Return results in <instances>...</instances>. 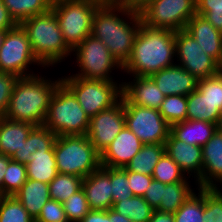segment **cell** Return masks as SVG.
<instances>
[{"label":"cell","instance_id":"15","mask_svg":"<svg viewBox=\"0 0 222 222\" xmlns=\"http://www.w3.org/2000/svg\"><path fill=\"white\" fill-rule=\"evenodd\" d=\"M129 78L131 81L122 80L121 98L123 104H135L141 107L159 109L165 95L154 80L150 76H130Z\"/></svg>","mask_w":222,"mask_h":222},{"label":"cell","instance_id":"29","mask_svg":"<svg viewBox=\"0 0 222 222\" xmlns=\"http://www.w3.org/2000/svg\"><path fill=\"white\" fill-rule=\"evenodd\" d=\"M9 14L17 24L30 17L47 12L52 5L50 0H2Z\"/></svg>","mask_w":222,"mask_h":222},{"label":"cell","instance_id":"14","mask_svg":"<svg viewBox=\"0 0 222 222\" xmlns=\"http://www.w3.org/2000/svg\"><path fill=\"white\" fill-rule=\"evenodd\" d=\"M124 127V104L121 98L112 108L101 111L90 118L87 137L101 154Z\"/></svg>","mask_w":222,"mask_h":222},{"label":"cell","instance_id":"38","mask_svg":"<svg viewBox=\"0 0 222 222\" xmlns=\"http://www.w3.org/2000/svg\"><path fill=\"white\" fill-rule=\"evenodd\" d=\"M203 222H222V188H204Z\"/></svg>","mask_w":222,"mask_h":222},{"label":"cell","instance_id":"57","mask_svg":"<svg viewBox=\"0 0 222 222\" xmlns=\"http://www.w3.org/2000/svg\"><path fill=\"white\" fill-rule=\"evenodd\" d=\"M5 195L2 193V191L0 190V203H1V200L3 199Z\"/></svg>","mask_w":222,"mask_h":222},{"label":"cell","instance_id":"18","mask_svg":"<svg viewBox=\"0 0 222 222\" xmlns=\"http://www.w3.org/2000/svg\"><path fill=\"white\" fill-rule=\"evenodd\" d=\"M203 169L197 188H222V133L216 131L202 146Z\"/></svg>","mask_w":222,"mask_h":222},{"label":"cell","instance_id":"9","mask_svg":"<svg viewBox=\"0 0 222 222\" xmlns=\"http://www.w3.org/2000/svg\"><path fill=\"white\" fill-rule=\"evenodd\" d=\"M99 7L89 0L52 2L51 8L58 19L64 40L72 50L91 35L93 17Z\"/></svg>","mask_w":222,"mask_h":222},{"label":"cell","instance_id":"41","mask_svg":"<svg viewBox=\"0 0 222 222\" xmlns=\"http://www.w3.org/2000/svg\"><path fill=\"white\" fill-rule=\"evenodd\" d=\"M197 89L222 112V77L217 74L200 79Z\"/></svg>","mask_w":222,"mask_h":222},{"label":"cell","instance_id":"26","mask_svg":"<svg viewBox=\"0 0 222 222\" xmlns=\"http://www.w3.org/2000/svg\"><path fill=\"white\" fill-rule=\"evenodd\" d=\"M221 113L198 89L187 96L186 120L205 121L216 124Z\"/></svg>","mask_w":222,"mask_h":222},{"label":"cell","instance_id":"39","mask_svg":"<svg viewBox=\"0 0 222 222\" xmlns=\"http://www.w3.org/2000/svg\"><path fill=\"white\" fill-rule=\"evenodd\" d=\"M62 205L69 222H80L91 210L82 188L71 195Z\"/></svg>","mask_w":222,"mask_h":222},{"label":"cell","instance_id":"13","mask_svg":"<svg viewBox=\"0 0 222 222\" xmlns=\"http://www.w3.org/2000/svg\"><path fill=\"white\" fill-rule=\"evenodd\" d=\"M175 51L176 64L198 80L217 75V62L204 53L200 44L185 30L176 31Z\"/></svg>","mask_w":222,"mask_h":222},{"label":"cell","instance_id":"48","mask_svg":"<svg viewBox=\"0 0 222 222\" xmlns=\"http://www.w3.org/2000/svg\"><path fill=\"white\" fill-rule=\"evenodd\" d=\"M80 222H111L109 210H90Z\"/></svg>","mask_w":222,"mask_h":222},{"label":"cell","instance_id":"28","mask_svg":"<svg viewBox=\"0 0 222 222\" xmlns=\"http://www.w3.org/2000/svg\"><path fill=\"white\" fill-rule=\"evenodd\" d=\"M164 152V144H143L140 151L126 166V169L135 173L152 176L153 170Z\"/></svg>","mask_w":222,"mask_h":222},{"label":"cell","instance_id":"20","mask_svg":"<svg viewBox=\"0 0 222 222\" xmlns=\"http://www.w3.org/2000/svg\"><path fill=\"white\" fill-rule=\"evenodd\" d=\"M150 77L165 96H188L197 89L198 79L176 63L152 74Z\"/></svg>","mask_w":222,"mask_h":222},{"label":"cell","instance_id":"35","mask_svg":"<svg viewBox=\"0 0 222 222\" xmlns=\"http://www.w3.org/2000/svg\"><path fill=\"white\" fill-rule=\"evenodd\" d=\"M152 177L154 180L164 184L182 182L188 178L175 161L165 152L156 164Z\"/></svg>","mask_w":222,"mask_h":222},{"label":"cell","instance_id":"54","mask_svg":"<svg viewBox=\"0 0 222 222\" xmlns=\"http://www.w3.org/2000/svg\"><path fill=\"white\" fill-rule=\"evenodd\" d=\"M216 128L219 133H222V113L220 114L218 121L216 123Z\"/></svg>","mask_w":222,"mask_h":222},{"label":"cell","instance_id":"55","mask_svg":"<svg viewBox=\"0 0 222 222\" xmlns=\"http://www.w3.org/2000/svg\"><path fill=\"white\" fill-rule=\"evenodd\" d=\"M217 74L222 77V56L219 60V62L217 63Z\"/></svg>","mask_w":222,"mask_h":222},{"label":"cell","instance_id":"47","mask_svg":"<svg viewBox=\"0 0 222 222\" xmlns=\"http://www.w3.org/2000/svg\"><path fill=\"white\" fill-rule=\"evenodd\" d=\"M16 25L17 23L9 14L7 7L3 4V1L0 0V31H7Z\"/></svg>","mask_w":222,"mask_h":222},{"label":"cell","instance_id":"3","mask_svg":"<svg viewBox=\"0 0 222 222\" xmlns=\"http://www.w3.org/2000/svg\"><path fill=\"white\" fill-rule=\"evenodd\" d=\"M38 73L18 77L4 114L5 118L28 122L34 126L44 124L50 100L57 86L62 82V78L51 80L40 72Z\"/></svg>","mask_w":222,"mask_h":222},{"label":"cell","instance_id":"37","mask_svg":"<svg viewBox=\"0 0 222 222\" xmlns=\"http://www.w3.org/2000/svg\"><path fill=\"white\" fill-rule=\"evenodd\" d=\"M27 181L26 164L10 160L3 178V194L14 195Z\"/></svg>","mask_w":222,"mask_h":222},{"label":"cell","instance_id":"31","mask_svg":"<svg viewBox=\"0 0 222 222\" xmlns=\"http://www.w3.org/2000/svg\"><path fill=\"white\" fill-rule=\"evenodd\" d=\"M112 209L132 222H148L154 210L143 197L133 195L113 203Z\"/></svg>","mask_w":222,"mask_h":222},{"label":"cell","instance_id":"49","mask_svg":"<svg viewBox=\"0 0 222 222\" xmlns=\"http://www.w3.org/2000/svg\"><path fill=\"white\" fill-rule=\"evenodd\" d=\"M148 222H175L174 214L171 212H161L153 210L151 218Z\"/></svg>","mask_w":222,"mask_h":222},{"label":"cell","instance_id":"50","mask_svg":"<svg viewBox=\"0 0 222 222\" xmlns=\"http://www.w3.org/2000/svg\"><path fill=\"white\" fill-rule=\"evenodd\" d=\"M150 1L152 0H124V6L139 12Z\"/></svg>","mask_w":222,"mask_h":222},{"label":"cell","instance_id":"51","mask_svg":"<svg viewBox=\"0 0 222 222\" xmlns=\"http://www.w3.org/2000/svg\"><path fill=\"white\" fill-rule=\"evenodd\" d=\"M10 157L6 155L0 154V190L3 193V178L6 173V168L8 166V162L10 161Z\"/></svg>","mask_w":222,"mask_h":222},{"label":"cell","instance_id":"30","mask_svg":"<svg viewBox=\"0 0 222 222\" xmlns=\"http://www.w3.org/2000/svg\"><path fill=\"white\" fill-rule=\"evenodd\" d=\"M57 135L44 125L35 126L29 133L22 148V157L20 163L27 164L31 154L41 149H52L54 147Z\"/></svg>","mask_w":222,"mask_h":222},{"label":"cell","instance_id":"8","mask_svg":"<svg viewBox=\"0 0 222 222\" xmlns=\"http://www.w3.org/2000/svg\"><path fill=\"white\" fill-rule=\"evenodd\" d=\"M72 56L75 58V64L77 63L75 67L78 66L79 69L76 74L71 73L67 76L115 81L112 71H123L122 66L111 55L106 45L92 35L87 36L72 50Z\"/></svg>","mask_w":222,"mask_h":222},{"label":"cell","instance_id":"2","mask_svg":"<svg viewBox=\"0 0 222 222\" xmlns=\"http://www.w3.org/2000/svg\"><path fill=\"white\" fill-rule=\"evenodd\" d=\"M176 31L149 28L141 24L128 61L122 72L130 76H151L174 65Z\"/></svg>","mask_w":222,"mask_h":222},{"label":"cell","instance_id":"42","mask_svg":"<svg viewBox=\"0 0 222 222\" xmlns=\"http://www.w3.org/2000/svg\"><path fill=\"white\" fill-rule=\"evenodd\" d=\"M113 203L132 197L127 173L122 168H110Z\"/></svg>","mask_w":222,"mask_h":222},{"label":"cell","instance_id":"27","mask_svg":"<svg viewBox=\"0 0 222 222\" xmlns=\"http://www.w3.org/2000/svg\"><path fill=\"white\" fill-rule=\"evenodd\" d=\"M190 183V177H188L182 182L166 184L163 187L161 203L156 210L175 213L195 191Z\"/></svg>","mask_w":222,"mask_h":222},{"label":"cell","instance_id":"44","mask_svg":"<svg viewBox=\"0 0 222 222\" xmlns=\"http://www.w3.org/2000/svg\"><path fill=\"white\" fill-rule=\"evenodd\" d=\"M18 77L11 73L0 71V116L7 111L13 87Z\"/></svg>","mask_w":222,"mask_h":222},{"label":"cell","instance_id":"21","mask_svg":"<svg viewBox=\"0 0 222 222\" xmlns=\"http://www.w3.org/2000/svg\"><path fill=\"white\" fill-rule=\"evenodd\" d=\"M35 126L0 116V154L20 163L24 140Z\"/></svg>","mask_w":222,"mask_h":222},{"label":"cell","instance_id":"23","mask_svg":"<svg viewBox=\"0 0 222 222\" xmlns=\"http://www.w3.org/2000/svg\"><path fill=\"white\" fill-rule=\"evenodd\" d=\"M216 131V124L197 120H184L170 126V133L176 139L197 146H204Z\"/></svg>","mask_w":222,"mask_h":222},{"label":"cell","instance_id":"1","mask_svg":"<svg viewBox=\"0 0 222 222\" xmlns=\"http://www.w3.org/2000/svg\"><path fill=\"white\" fill-rule=\"evenodd\" d=\"M142 23L140 12L126 6L99 7L93 17L91 35L101 40L123 66L130 58Z\"/></svg>","mask_w":222,"mask_h":222},{"label":"cell","instance_id":"46","mask_svg":"<svg viewBox=\"0 0 222 222\" xmlns=\"http://www.w3.org/2000/svg\"><path fill=\"white\" fill-rule=\"evenodd\" d=\"M165 185L166 184L153 179L151 184L146 189V193L144 194L143 198L154 210H156L161 203V198L163 197V187H165Z\"/></svg>","mask_w":222,"mask_h":222},{"label":"cell","instance_id":"36","mask_svg":"<svg viewBox=\"0 0 222 222\" xmlns=\"http://www.w3.org/2000/svg\"><path fill=\"white\" fill-rule=\"evenodd\" d=\"M0 222H35L14 196H4L0 203Z\"/></svg>","mask_w":222,"mask_h":222},{"label":"cell","instance_id":"40","mask_svg":"<svg viewBox=\"0 0 222 222\" xmlns=\"http://www.w3.org/2000/svg\"><path fill=\"white\" fill-rule=\"evenodd\" d=\"M196 14L222 32V0H196Z\"/></svg>","mask_w":222,"mask_h":222},{"label":"cell","instance_id":"22","mask_svg":"<svg viewBox=\"0 0 222 222\" xmlns=\"http://www.w3.org/2000/svg\"><path fill=\"white\" fill-rule=\"evenodd\" d=\"M184 30L195 38L204 53L219 62L222 56V32L197 14L189 19Z\"/></svg>","mask_w":222,"mask_h":222},{"label":"cell","instance_id":"33","mask_svg":"<svg viewBox=\"0 0 222 222\" xmlns=\"http://www.w3.org/2000/svg\"><path fill=\"white\" fill-rule=\"evenodd\" d=\"M192 195L175 212V222H203L204 188H196Z\"/></svg>","mask_w":222,"mask_h":222},{"label":"cell","instance_id":"19","mask_svg":"<svg viewBox=\"0 0 222 222\" xmlns=\"http://www.w3.org/2000/svg\"><path fill=\"white\" fill-rule=\"evenodd\" d=\"M85 192L91 210H109L113 206L110 167L100 166L83 179Z\"/></svg>","mask_w":222,"mask_h":222},{"label":"cell","instance_id":"34","mask_svg":"<svg viewBox=\"0 0 222 222\" xmlns=\"http://www.w3.org/2000/svg\"><path fill=\"white\" fill-rule=\"evenodd\" d=\"M158 110L170 126L182 122L187 116V96H165Z\"/></svg>","mask_w":222,"mask_h":222},{"label":"cell","instance_id":"32","mask_svg":"<svg viewBox=\"0 0 222 222\" xmlns=\"http://www.w3.org/2000/svg\"><path fill=\"white\" fill-rule=\"evenodd\" d=\"M83 179L80 176L58 173L49 183L50 198L61 204L64 203L71 195L82 188Z\"/></svg>","mask_w":222,"mask_h":222},{"label":"cell","instance_id":"16","mask_svg":"<svg viewBox=\"0 0 222 222\" xmlns=\"http://www.w3.org/2000/svg\"><path fill=\"white\" fill-rule=\"evenodd\" d=\"M142 146L140 139L125 126L100 154L101 166L126 168Z\"/></svg>","mask_w":222,"mask_h":222},{"label":"cell","instance_id":"24","mask_svg":"<svg viewBox=\"0 0 222 222\" xmlns=\"http://www.w3.org/2000/svg\"><path fill=\"white\" fill-rule=\"evenodd\" d=\"M14 196L34 219L40 214L45 203L51 199L49 184L31 179H27Z\"/></svg>","mask_w":222,"mask_h":222},{"label":"cell","instance_id":"4","mask_svg":"<svg viewBox=\"0 0 222 222\" xmlns=\"http://www.w3.org/2000/svg\"><path fill=\"white\" fill-rule=\"evenodd\" d=\"M31 43L32 50L42 69L56 67L71 58L72 49L66 44L55 12H47L30 17L20 23Z\"/></svg>","mask_w":222,"mask_h":222},{"label":"cell","instance_id":"12","mask_svg":"<svg viewBox=\"0 0 222 222\" xmlns=\"http://www.w3.org/2000/svg\"><path fill=\"white\" fill-rule=\"evenodd\" d=\"M125 126L143 144H164L170 133V125L158 109L124 104Z\"/></svg>","mask_w":222,"mask_h":222},{"label":"cell","instance_id":"7","mask_svg":"<svg viewBox=\"0 0 222 222\" xmlns=\"http://www.w3.org/2000/svg\"><path fill=\"white\" fill-rule=\"evenodd\" d=\"M61 78L89 118L112 108L121 100L122 82L119 80L104 81L65 75Z\"/></svg>","mask_w":222,"mask_h":222},{"label":"cell","instance_id":"10","mask_svg":"<svg viewBox=\"0 0 222 222\" xmlns=\"http://www.w3.org/2000/svg\"><path fill=\"white\" fill-rule=\"evenodd\" d=\"M31 65L43 67L36 59L27 38V34L20 24L6 31L0 48V71L11 73L17 77L36 75Z\"/></svg>","mask_w":222,"mask_h":222},{"label":"cell","instance_id":"5","mask_svg":"<svg viewBox=\"0 0 222 222\" xmlns=\"http://www.w3.org/2000/svg\"><path fill=\"white\" fill-rule=\"evenodd\" d=\"M90 118L74 93L61 82L48 106L44 126L57 136L87 135Z\"/></svg>","mask_w":222,"mask_h":222},{"label":"cell","instance_id":"25","mask_svg":"<svg viewBox=\"0 0 222 222\" xmlns=\"http://www.w3.org/2000/svg\"><path fill=\"white\" fill-rule=\"evenodd\" d=\"M26 171L27 179L49 184L58 174L54 147L32 153L29 162L26 164Z\"/></svg>","mask_w":222,"mask_h":222},{"label":"cell","instance_id":"17","mask_svg":"<svg viewBox=\"0 0 222 222\" xmlns=\"http://www.w3.org/2000/svg\"><path fill=\"white\" fill-rule=\"evenodd\" d=\"M164 146L165 153L175 161L187 177L194 178L196 185L203 169L202 146L186 144L176 139L171 133Z\"/></svg>","mask_w":222,"mask_h":222},{"label":"cell","instance_id":"6","mask_svg":"<svg viewBox=\"0 0 222 222\" xmlns=\"http://www.w3.org/2000/svg\"><path fill=\"white\" fill-rule=\"evenodd\" d=\"M57 172L85 178L100 166V153L87 135L57 136L54 144Z\"/></svg>","mask_w":222,"mask_h":222},{"label":"cell","instance_id":"45","mask_svg":"<svg viewBox=\"0 0 222 222\" xmlns=\"http://www.w3.org/2000/svg\"><path fill=\"white\" fill-rule=\"evenodd\" d=\"M122 169L127 173L132 195L143 197L144 194L146 193V189L151 184L153 177L151 175H145L141 173L128 171L126 168Z\"/></svg>","mask_w":222,"mask_h":222},{"label":"cell","instance_id":"11","mask_svg":"<svg viewBox=\"0 0 222 222\" xmlns=\"http://www.w3.org/2000/svg\"><path fill=\"white\" fill-rule=\"evenodd\" d=\"M139 12L149 28L184 30L196 14V0H152Z\"/></svg>","mask_w":222,"mask_h":222},{"label":"cell","instance_id":"52","mask_svg":"<svg viewBox=\"0 0 222 222\" xmlns=\"http://www.w3.org/2000/svg\"><path fill=\"white\" fill-rule=\"evenodd\" d=\"M89 1L99 5L100 7H104V6H124V0H89Z\"/></svg>","mask_w":222,"mask_h":222},{"label":"cell","instance_id":"56","mask_svg":"<svg viewBox=\"0 0 222 222\" xmlns=\"http://www.w3.org/2000/svg\"><path fill=\"white\" fill-rule=\"evenodd\" d=\"M5 33H6V31H0V48L2 46Z\"/></svg>","mask_w":222,"mask_h":222},{"label":"cell","instance_id":"53","mask_svg":"<svg viewBox=\"0 0 222 222\" xmlns=\"http://www.w3.org/2000/svg\"><path fill=\"white\" fill-rule=\"evenodd\" d=\"M109 220H111V222H132L129 218L124 217L112 208L109 209Z\"/></svg>","mask_w":222,"mask_h":222},{"label":"cell","instance_id":"43","mask_svg":"<svg viewBox=\"0 0 222 222\" xmlns=\"http://www.w3.org/2000/svg\"><path fill=\"white\" fill-rule=\"evenodd\" d=\"M34 220L35 222H69L63 205L52 199L45 203L40 214Z\"/></svg>","mask_w":222,"mask_h":222}]
</instances>
